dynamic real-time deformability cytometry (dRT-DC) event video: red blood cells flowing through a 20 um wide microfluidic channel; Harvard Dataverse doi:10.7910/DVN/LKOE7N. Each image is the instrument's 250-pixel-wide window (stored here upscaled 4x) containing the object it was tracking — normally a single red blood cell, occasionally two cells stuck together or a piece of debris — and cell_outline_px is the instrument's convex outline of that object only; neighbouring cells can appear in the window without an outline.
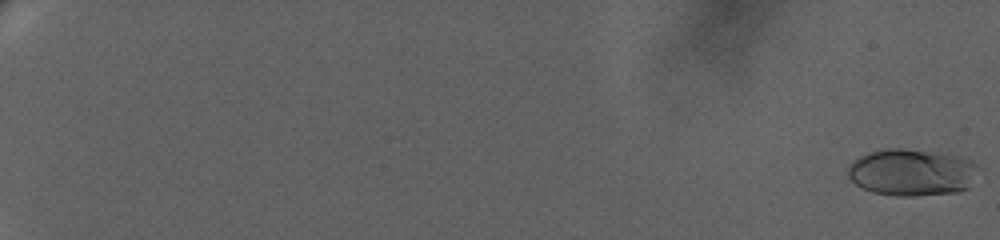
{"species": "human", "species_latin": "Homo sapiens", "temperature_condition": "warm", "stored_images_in_passage": 42, "camera_frame_rate_fps": 3000, "um_per_image_px": 0.085, "donor": {"sex": "female"}, "frame": {"image": 1, "passage_image": 1, "time_ms": 0.0, "image_size_px": [1000, 240], "cell_outline_px": [[980, 168], [968, 188], [960, 192], [912, 196], [896, 196], [872, 192], [856, 184], [848, 176], [848, 168], [852, 160], [860, 156], [884, 148], [904, 148], [948, 152], [972, 160]], "centroid_in_image_um": [77.55, 14.63], "position_along_channel_um": 7.4, "area_um2": 36.3}}
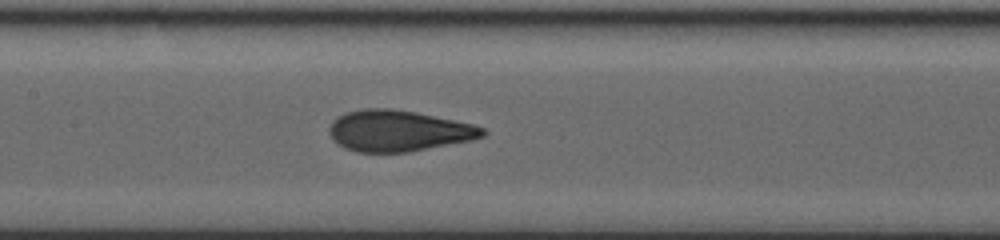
{"frame": {"image": 2, "passage_image": 25, "time_ms": 12.667, "image_size_px": [1000, 240], "cell_outline_px": [[488, 132], [484, 136], [472, 140], [408, 152], [356, 152], [332, 140], [328, 132], [328, 128], [332, 120], [344, 112], [364, 108], [392, 108], [416, 112], [472, 124], [484, 128]], "centroid_in_image_um": [33.84, 11.11], "position_along_channel_um": 173.6, "area_um2": 36.82}}
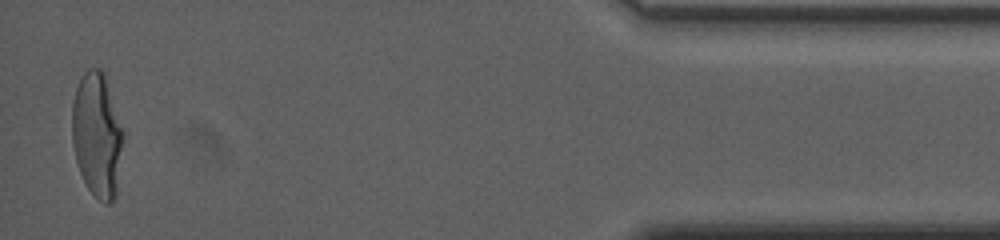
{"frame": {"image": 3, "passage_image": 42, "time_ms": 22.0, "image_size_px": [1000, 240], "cell_outline_px": [[124, 136], [116, 196], [108, 204], [104, 204], [88, 188], [80, 172], [76, 160], [72, 144], [72, 100], [76, 88], [84, 72], [88, 68], [100, 68], [104, 72]], "centroid_in_image_um": [8.24, 11.47], "position_along_channel_um": 427.0, "area_um2": 36.99}, "authors_computed_cell_mechanics": {"area_um2": 35.6048, "velocity_mm_per_s": 3.3475, "shape_relaxation_time_tau1_ms": 9.3716, "shape_relaxation_time_tau2_ms": null, "deformation_change_tau1": 0.297, "deformation_change_tau2": null}}